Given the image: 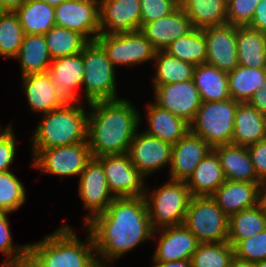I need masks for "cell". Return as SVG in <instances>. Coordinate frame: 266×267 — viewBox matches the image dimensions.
Segmentation results:
<instances>
[{"instance_id":"9f6ffc18","label":"cell","mask_w":266,"mask_h":267,"mask_svg":"<svg viewBox=\"0 0 266 267\" xmlns=\"http://www.w3.org/2000/svg\"><path fill=\"white\" fill-rule=\"evenodd\" d=\"M255 267H266V260L255 263Z\"/></svg>"},{"instance_id":"1f68e13d","label":"cell","mask_w":266,"mask_h":267,"mask_svg":"<svg viewBox=\"0 0 266 267\" xmlns=\"http://www.w3.org/2000/svg\"><path fill=\"white\" fill-rule=\"evenodd\" d=\"M15 14L24 34H46L55 23V7L39 0H28Z\"/></svg>"},{"instance_id":"f5cc1de1","label":"cell","mask_w":266,"mask_h":267,"mask_svg":"<svg viewBox=\"0 0 266 267\" xmlns=\"http://www.w3.org/2000/svg\"><path fill=\"white\" fill-rule=\"evenodd\" d=\"M258 205L266 216V180L261 181L258 189Z\"/></svg>"},{"instance_id":"ee69618b","label":"cell","mask_w":266,"mask_h":267,"mask_svg":"<svg viewBox=\"0 0 266 267\" xmlns=\"http://www.w3.org/2000/svg\"><path fill=\"white\" fill-rule=\"evenodd\" d=\"M178 6L175 0H140L141 27L169 15Z\"/></svg>"},{"instance_id":"5bb4252c","label":"cell","mask_w":266,"mask_h":267,"mask_svg":"<svg viewBox=\"0 0 266 267\" xmlns=\"http://www.w3.org/2000/svg\"><path fill=\"white\" fill-rule=\"evenodd\" d=\"M153 89L154 104L191 124L202 103L193 80L154 86Z\"/></svg>"},{"instance_id":"f907efd6","label":"cell","mask_w":266,"mask_h":267,"mask_svg":"<svg viewBox=\"0 0 266 267\" xmlns=\"http://www.w3.org/2000/svg\"><path fill=\"white\" fill-rule=\"evenodd\" d=\"M28 0H0V11L14 12L22 7Z\"/></svg>"},{"instance_id":"11a10c76","label":"cell","mask_w":266,"mask_h":267,"mask_svg":"<svg viewBox=\"0 0 266 267\" xmlns=\"http://www.w3.org/2000/svg\"><path fill=\"white\" fill-rule=\"evenodd\" d=\"M39 1L46 2L48 5L55 7L57 5H60L62 2L66 1V0H39Z\"/></svg>"},{"instance_id":"74e56055","label":"cell","mask_w":266,"mask_h":267,"mask_svg":"<svg viewBox=\"0 0 266 267\" xmlns=\"http://www.w3.org/2000/svg\"><path fill=\"white\" fill-rule=\"evenodd\" d=\"M234 257V248L228 242L199 243L191 263L192 267H230Z\"/></svg>"},{"instance_id":"8992f818","label":"cell","mask_w":266,"mask_h":267,"mask_svg":"<svg viewBox=\"0 0 266 267\" xmlns=\"http://www.w3.org/2000/svg\"><path fill=\"white\" fill-rule=\"evenodd\" d=\"M82 60L84 66L82 86L87 104L118 99L115 67L96 40L89 41L85 45Z\"/></svg>"},{"instance_id":"3957f363","label":"cell","mask_w":266,"mask_h":267,"mask_svg":"<svg viewBox=\"0 0 266 267\" xmlns=\"http://www.w3.org/2000/svg\"><path fill=\"white\" fill-rule=\"evenodd\" d=\"M87 235L81 242L70 225L62 224L28 248L48 267H100L92 236Z\"/></svg>"},{"instance_id":"6f0895ef","label":"cell","mask_w":266,"mask_h":267,"mask_svg":"<svg viewBox=\"0 0 266 267\" xmlns=\"http://www.w3.org/2000/svg\"><path fill=\"white\" fill-rule=\"evenodd\" d=\"M175 1H176L178 4H180L182 0H175Z\"/></svg>"},{"instance_id":"681fc988","label":"cell","mask_w":266,"mask_h":267,"mask_svg":"<svg viewBox=\"0 0 266 267\" xmlns=\"http://www.w3.org/2000/svg\"><path fill=\"white\" fill-rule=\"evenodd\" d=\"M14 267H48L29 248Z\"/></svg>"},{"instance_id":"bcb514c9","label":"cell","mask_w":266,"mask_h":267,"mask_svg":"<svg viewBox=\"0 0 266 267\" xmlns=\"http://www.w3.org/2000/svg\"><path fill=\"white\" fill-rule=\"evenodd\" d=\"M247 149L257 178L260 181L266 180V139L248 146Z\"/></svg>"},{"instance_id":"d590c367","label":"cell","mask_w":266,"mask_h":267,"mask_svg":"<svg viewBox=\"0 0 266 267\" xmlns=\"http://www.w3.org/2000/svg\"><path fill=\"white\" fill-rule=\"evenodd\" d=\"M44 37L52 60L79 54L89 42L81 33L56 25Z\"/></svg>"},{"instance_id":"6da1fadb","label":"cell","mask_w":266,"mask_h":267,"mask_svg":"<svg viewBox=\"0 0 266 267\" xmlns=\"http://www.w3.org/2000/svg\"><path fill=\"white\" fill-rule=\"evenodd\" d=\"M100 267L154 237L144 196L115 197L106 210L86 224Z\"/></svg>"},{"instance_id":"ffe728a7","label":"cell","mask_w":266,"mask_h":267,"mask_svg":"<svg viewBox=\"0 0 266 267\" xmlns=\"http://www.w3.org/2000/svg\"><path fill=\"white\" fill-rule=\"evenodd\" d=\"M193 29L188 15L178 6L165 17L144 24L140 32L158 50H166L178 38Z\"/></svg>"},{"instance_id":"83f0119b","label":"cell","mask_w":266,"mask_h":267,"mask_svg":"<svg viewBox=\"0 0 266 267\" xmlns=\"http://www.w3.org/2000/svg\"><path fill=\"white\" fill-rule=\"evenodd\" d=\"M193 81L202 102L230 99L228 73L207 63L194 67Z\"/></svg>"},{"instance_id":"db71d44e","label":"cell","mask_w":266,"mask_h":267,"mask_svg":"<svg viewBox=\"0 0 266 267\" xmlns=\"http://www.w3.org/2000/svg\"><path fill=\"white\" fill-rule=\"evenodd\" d=\"M230 267H255V263L244 261L234 257L230 264Z\"/></svg>"},{"instance_id":"f6af8a7d","label":"cell","mask_w":266,"mask_h":267,"mask_svg":"<svg viewBox=\"0 0 266 267\" xmlns=\"http://www.w3.org/2000/svg\"><path fill=\"white\" fill-rule=\"evenodd\" d=\"M12 123L0 132V172H7L16 155V137Z\"/></svg>"},{"instance_id":"ba28073f","label":"cell","mask_w":266,"mask_h":267,"mask_svg":"<svg viewBox=\"0 0 266 267\" xmlns=\"http://www.w3.org/2000/svg\"><path fill=\"white\" fill-rule=\"evenodd\" d=\"M229 217L210 196H192L184 225L199 243L228 242Z\"/></svg>"},{"instance_id":"ac0fdd59","label":"cell","mask_w":266,"mask_h":267,"mask_svg":"<svg viewBox=\"0 0 266 267\" xmlns=\"http://www.w3.org/2000/svg\"><path fill=\"white\" fill-rule=\"evenodd\" d=\"M158 232L159 240L152 259L163 262L191 260L199 241L184 224L156 229L153 236Z\"/></svg>"},{"instance_id":"7402d4cb","label":"cell","mask_w":266,"mask_h":267,"mask_svg":"<svg viewBox=\"0 0 266 267\" xmlns=\"http://www.w3.org/2000/svg\"><path fill=\"white\" fill-rule=\"evenodd\" d=\"M260 183L225 180L210 197L230 217L241 210L258 204Z\"/></svg>"},{"instance_id":"4316f807","label":"cell","mask_w":266,"mask_h":267,"mask_svg":"<svg viewBox=\"0 0 266 267\" xmlns=\"http://www.w3.org/2000/svg\"><path fill=\"white\" fill-rule=\"evenodd\" d=\"M146 110L148 128L144 132L151 136L173 145L190 130L185 120L154 103H149Z\"/></svg>"},{"instance_id":"7a4b0ae2","label":"cell","mask_w":266,"mask_h":267,"mask_svg":"<svg viewBox=\"0 0 266 267\" xmlns=\"http://www.w3.org/2000/svg\"><path fill=\"white\" fill-rule=\"evenodd\" d=\"M87 141L92 158L128 153L130 143L140 126L141 116L126 99L88 103Z\"/></svg>"},{"instance_id":"2e32d148","label":"cell","mask_w":266,"mask_h":267,"mask_svg":"<svg viewBox=\"0 0 266 267\" xmlns=\"http://www.w3.org/2000/svg\"><path fill=\"white\" fill-rule=\"evenodd\" d=\"M99 17L103 34L138 31L141 28L140 0H99Z\"/></svg>"},{"instance_id":"c3c4849f","label":"cell","mask_w":266,"mask_h":267,"mask_svg":"<svg viewBox=\"0 0 266 267\" xmlns=\"http://www.w3.org/2000/svg\"><path fill=\"white\" fill-rule=\"evenodd\" d=\"M248 103L266 116V80L261 84V88L256 92Z\"/></svg>"},{"instance_id":"5b68a950","label":"cell","mask_w":266,"mask_h":267,"mask_svg":"<svg viewBox=\"0 0 266 267\" xmlns=\"http://www.w3.org/2000/svg\"><path fill=\"white\" fill-rule=\"evenodd\" d=\"M192 195L185 181L171 180L149 193L144 198L154 230L182 225Z\"/></svg>"},{"instance_id":"30bf717a","label":"cell","mask_w":266,"mask_h":267,"mask_svg":"<svg viewBox=\"0 0 266 267\" xmlns=\"http://www.w3.org/2000/svg\"><path fill=\"white\" fill-rule=\"evenodd\" d=\"M96 41L103 47L115 68L153 61L157 51L140 30L113 35L100 33Z\"/></svg>"},{"instance_id":"b9f144b4","label":"cell","mask_w":266,"mask_h":267,"mask_svg":"<svg viewBox=\"0 0 266 267\" xmlns=\"http://www.w3.org/2000/svg\"><path fill=\"white\" fill-rule=\"evenodd\" d=\"M233 248L238 259L252 263L266 260V228L255 236L240 240Z\"/></svg>"},{"instance_id":"d6986e66","label":"cell","mask_w":266,"mask_h":267,"mask_svg":"<svg viewBox=\"0 0 266 267\" xmlns=\"http://www.w3.org/2000/svg\"><path fill=\"white\" fill-rule=\"evenodd\" d=\"M213 148L190 130L172 145L171 180L186 181Z\"/></svg>"},{"instance_id":"f35d334b","label":"cell","mask_w":266,"mask_h":267,"mask_svg":"<svg viewBox=\"0 0 266 267\" xmlns=\"http://www.w3.org/2000/svg\"><path fill=\"white\" fill-rule=\"evenodd\" d=\"M24 35L15 12L0 11V56L15 59Z\"/></svg>"},{"instance_id":"ab89813d","label":"cell","mask_w":266,"mask_h":267,"mask_svg":"<svg viewBox=\"0 0 266 267\" xmlns=\"http://www.w3.org/2000/svg\"><path fill=\"white\" fill-rule=\"evenodd\" d=\"M26 201L23 183L11 171L0 172V211L13 213Z\"/></svg>"},{"instance_id":"7bdbcfd3","label":"cell","mask_w":266,"mask_h":267,"mask_svg":"<svg viewBox=\"0 0 266 267\" xmlns=\"http://www.w3.org/2000/svg\"><path fill=\"white\" fill-rule=\"evenodd\" d=\"M260 0H227V24L248 26Z\"/></svg>"},{"instance_id":"277c9868","label":"cell","mask_w":266,"mask_h":267,"mask_svg":"<svg viewBox=\"0 0 266 267\" xmlns=\"http://www.w3.org/2000/svg\"><path fill=\"white\" fill-rule=\"evenodd\" d=\"M79 101H68L64 106L46 114L32 136V149H49L87 141L88 114Z\"/></svg>"},{"instance_id":"603a6c76","label":"cell","mask_w":266,"mask_h":267,"mask_svg":"<svg viewBox=\"0 0 266 267\" xmlns=\"http://www.w3.org/2000/svg\"><path fill=\"white\" fill-rule=\"evenodd\" d=\"M48 73L53 85L68 101H79V95H77L76 90L83 83L82 52L52 60Z\"/></svg>"},{"instance_id":"8fae6325","label":"cell","mask_w":266,"mask_h":267,"mask_svg":"<svg viewBox=\"0 0 266 267\" xmlns=\"http://www.w3.org/2000/svg\"><path fill=\"white\" fill-rule=\"evenodd\" d=\"M95 159L102 165L109 189L115 197L144 196L145 177L131 163L128 153Z\"/></svg>"},{"instance_id":"9a60e30c","label":"cell","mask_w":266,"mask_h":267,"mask_svg":"<svg viewBox=\"0 0 266 267\" xmlns=\"http://www.w3.org/2000/svg\"><path fill=\"white\" fill-rule=\"evenodd\" d=\"M128 155L131 163L146 178L171 164L172 144L151 136L144 131L134 135Z\"/></svg>"},{"instance_id":"4fadbf2b","label":"cell","mask_w":266,"mask_h":267,"mask_svg":"<svg viewBox=\"0 0 266 267\" xmlns=\"http://www.w3.org/2000/svg\"><path fill=\"white\" fill-rule=\"evenodd\" d=\"M79 177L78 194L85 210L90 211V215L84 217L86 224L95 215L104 212L115 196L109 189L102 165L95 158L86 164Z\"/></svg>"},{"instance_id":"8d00e7d4","label":"cell","mask_w":266,"mask_h":267,"mask_svg":"<svg viewBox=\"0 0 266 267\" xmlns=\"http://www.w3.org/2000/svg\"><path fill=\"white\" fill-rule=\"evenodd\" d=\"M165 51L194 66L205 63L207 47L204 30L193 28L185 36L174 40Z\"/></svg>"},{"instance_id":"e575fe53","label":"cell","mask_w":266,"mask_h":267,"mask_svg":"<svg viewBox=\"0 0 266 267\" xmlns=\"http://www.w3.org/2000/svg\"><path fill=\"white\" fill-rule=\"evenodd\" d=\"M154 63H156L153 86L181 83L193 80L194 65L171 56L165 50L156 51Z\"/></svg>"},{"instance_id":"7dc6e473","label":"cell","mask_w":266,"mask_h":267,"mask_svg":"<svg viewBox=\"0 0 266 267\" xmlns=\"http://www.w3.org/2000/svg\"><path fill=\"white\" fill-rule=\"evenodd\" d=\"M248 27L266 34V0H260L257 4Z\"/></svg>"},{"instance_id":"e0dca14e","label":"cell","mask_w":266,"mask_h":267,"mask_svg":"<svg viewBox=\"0 0 266 267\" xmlns=\"http://www.w3.org/2000/svg\"><path fill=\"white\" fill-rule=\"evenodd\" d=\"M237 26L224 24L204 29L206 62L224 72H231L238 64L236 47Z\"/></svg>"},{"instance_id":"4dcf8cb0","label":"cell","mask_w":266,"mask_h":267,"mask_svg":"<svg viewBox=\"0 0 266 267\" xmlns=\"http://www.w3.org/2000/svg\"><path fill=\"white\" fill-rule=\"evenodd\" d=\"M15 58L20 62L21 76L48 72L52 58L44 34H25Z\"/></svg>"},{"instance_id":"816d5d0a","label":"cell","mask_w":266,"mask_h":267,"mask_svg":"<svg viewBox=\"0 0 266 267\" xmlns=\"http://www.w3.org/2000/svg\"><path fill=\"white\" fill-rule=\"evenodd\" d=\"M154 265L152 267H192L191 260H179L171 262H163L154 260Z\"/></svg>"},{"instance_id":"f1b7e54d","label":"cell","mask_w":266,"mask_h":267,"mask_svg":"<svg viewBox=\"0 0 266 267\" xmlns=\"http://www.w3.org/2000/svg\"><path fill=\"white\" fill-rule=\"evenodd\" d=\"M179 6L193 28L204 30L227 24V0H182Z\"/></svg>"},{"instance_id":"cb8c5ba5","label":"cell","mask_w":266,"mask_h":267,"mask_svg":"<svg viewBox=\"0 0 266 267\" xmlns=\"http://www.w3.org/2000/svg\"><path fill=\"white\" fill-rule=\"evenodd\" d=\"M217 153L226 180L242 182H261L254 170L247 147L224 144L213 147Z\"/></svg>"},{"instance_id":"d4e9b609","label":"cell","mask_w":266,"mask_h":267,"mask_svg":"<svg viewBox=\"0 0 266 267\" xmlns=\"http://www.w3.org/2000/svg\"><path fill=\"white\" fill-rule=\"evenodd\" d=\"M266 139V116L248 102L238 103L232 144L248 147Z\"/></svg>"},{"instance_id":"f546056e","label":"cell","mask_w":266,"mask_h":267,"mask_svg":"<svg viewBox=\"0 0 266 267\" xmlns=\"http://www.w3.org/2000/svg\"><path fill=\"white\" fill-rule=\"evenodd\" d=\"M238 64L244 67L266 68V34L248 26H237Z\"/></svg>"},{"instance_id":"52a82bcc","label":"cell","mask_w":266,"mask_h":267,"mask_svg":"<svg viewBox=\"0 0 266 267\" xmlns=\"http://www.w3.org/2000/svg\"><path fill=\"white\" fill-rule=\"evenodd\" d=\"M237 101L232 98L223 101L202 102L190 131L200 136L212 148L232 143Z\"/></svg>"},{"instance_id":"9c48e42d","label":"cell","mask_w":266,"mask_h":267,"mask_svg":"<svg viewBox=\"0 0 266 267\" xmlns=\"http://www.w3.org/2000/svg\"><path fill=\"white\" fill-rule=\"evenodd\" d=\"M32 166L40 169L44 174L80 176L86 164L92 159L88 142L53 147L49 149H32Z\"/></svg>"},{"instance_id":"836d02e7","label":"cell","mask_w":266,"mask_h":267,"mask_svg":"<svg viewBox=\"0 0 266 267\" xmlns=\"http://www.w3.org/2000/svg\"><path fill=\"white\" fill-rule=\"evenodd\" d=\"M266 228V216L259 205L246 208L229 217L228 243L233 247L240 241L255 236Z\"/></svg>"},{"instance_id":"484cf974","label":"cell","mask_w":266,"mask_h":267,"mask_svg":"<svg viewBox=\"0 0 266 267\" xmlns=\"http://www.w3.org/2000/svg\"><path fill=\"white\" fill-rule=\"evenodd\" d=\"M225 180L220 159L212 149L185 182L192 196H211Z\"/></svg>"},{"instance_id":"d6a6232c","label":"cell","mask_w":266,"mask_h":267,"mask_svg":"<svg viewBox=\"0 0 266 267\" xmlns=\"http://www.w3.org/2000/svg\"><path fill=\"white\" fill-rule=\"evenodd\" d=\"M266 80V68H250L238 65L228 73L231 98L239 103L248 102Z\"/></svg>"},{"instance_id":"60d3db41","label":"cell","mask_w":266,"mask_h":267,"mask_svg":"<svg viewBox=\"0 0 266 267\" xmlns=\"http://www.w3.org/2000/svg\"><path fill=\"white\" fill-rule=\"evenodd\" d=\"M9 213L8 211H0V252L7 256L1 267H14L28 249V244L25 246L13 244L10 222L7 217Z\"/></svg>"},{"instance_id":"7c38bea8","label":"cell","mask_w":266,"mask_h":267,"mask_svg":"<svg viewBox=\"0 0 266 267\" xmlns=\"http://www.w3.org/2000/svg\"><path fill=\"white\" fill-rule=\"evenodd\" d=\"M56 26L77 31L89 41L100 31L99 0H66L55 6Z\"/></svg>"},{"instance_id":"44dd1931","label":"cell","mask_w":266,"mask_h":267,"mask_svg":"<svg viewBox=\"0 0 266 267\" xmlns=\"http://www.w3.org/2000/svg\"><path fill=\"white\" fill-rule=\"evenodd\" d=\"M23 91L31 110L46 114L54 109L64 106L68 100L53 85L48 72L21 76Z\"/></svg>"}]
</instances>
